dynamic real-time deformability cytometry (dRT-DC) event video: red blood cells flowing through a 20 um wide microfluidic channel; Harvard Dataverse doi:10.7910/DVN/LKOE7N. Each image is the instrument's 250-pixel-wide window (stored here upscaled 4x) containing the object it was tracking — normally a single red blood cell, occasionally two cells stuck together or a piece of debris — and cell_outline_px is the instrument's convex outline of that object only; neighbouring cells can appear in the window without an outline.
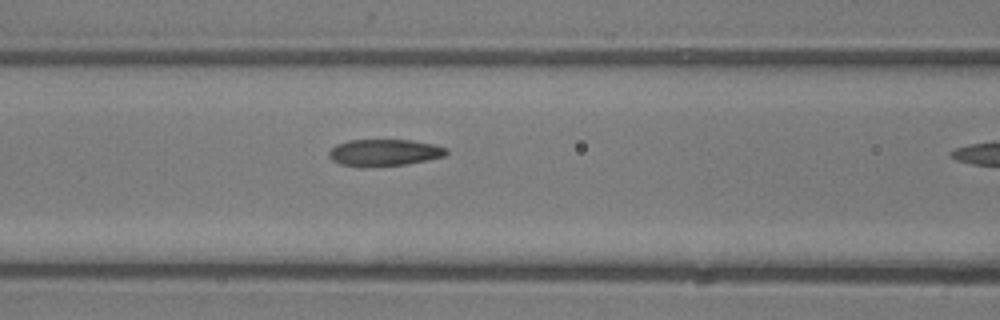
{"species": "common noctule bat (a hibernating species)", "species_latin": "Nyctalus noctula", "temperature_condition": "room temperature", "stored_images_in_passage": 11, "camera_frame_rate_fps": 3000, "um_per_image_px": 0.085, "animal": {"sex": "male", "body_mass_g": 13.3}, "frame": {"image": 1, "passage_image": 10, "time_ms": 3.0, "image_size_px": [1000, 320], "cell_outline_px": [[448, 152], [444, 156], [428, 160], [404, 164], [360, 168], [340, 164], [332, 160], [328, 156], [328, 152], [336, 144], [348, 140], [412, 140], [432, 144], [448, 148]], "centroid_in_image_um": [32.63, 12.98], "position_along_channel_um": 134.0, "area_um2": 18.5}}